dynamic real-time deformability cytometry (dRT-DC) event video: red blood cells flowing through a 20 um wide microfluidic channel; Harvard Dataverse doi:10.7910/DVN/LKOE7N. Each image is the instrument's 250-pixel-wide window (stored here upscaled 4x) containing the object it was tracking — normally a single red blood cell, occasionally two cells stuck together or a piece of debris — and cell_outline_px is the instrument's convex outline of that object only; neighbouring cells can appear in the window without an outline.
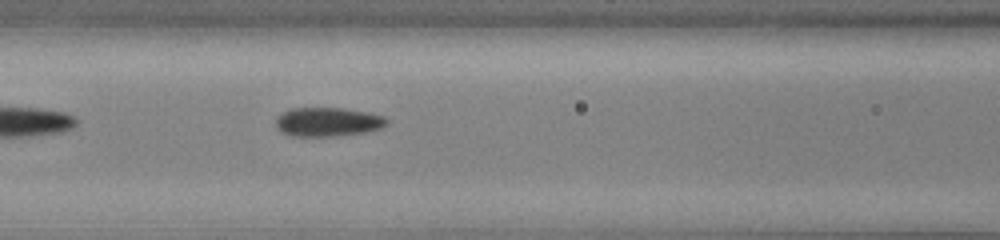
{"species": "common noctule bat (a hibernating species)", "species_latin": "Nyctalus noctula", "temperature_condition": "cold", "stored_images_in_passage": 29, "camera_frame_rate_fps": 3000, "um_per_image_px": 0.085, "animal": {"sex": "male", "body_mass_g": 13.0, "forearm_length_mm": 53.1}, "frame": {"image": 1, "passage_image": 6, "time_ms": 1.667, "image_size_px": [1000, 240], "cell_outline_px": [[388, 124], [380, 128], [364, 132], [336, 136], [292, 136], [280, 132], [276, 128], [276, 116], [292, 108], [344, 108], [368, 112], [384, 116], [388, 120]], "centroid_in_image_um": [27.85, 10.36], "position_along_channel_um": 138.8, "area_um2": 18.84}}
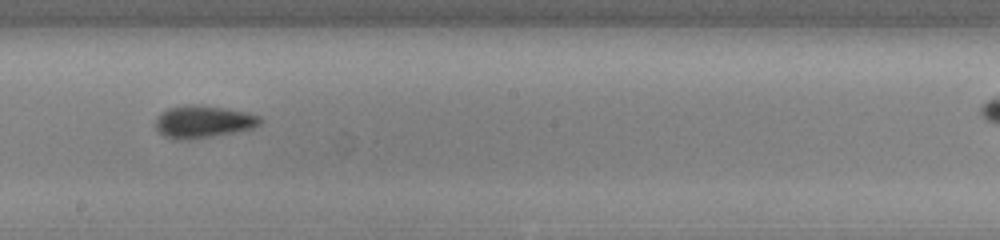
{"frame": {"image": 2, "passage_image": 13, "time_ms": 4.0, "image_size_px": [1000, 240], "cell_outline_px": [[264, 120], [260, 124], [252, 128], [236, 132], [188, 140], [172, 140], [164, 136], [156, 128], [156, 116], [160, 112], [168, 108], [188, 104], [192, 104], [224, 108], [248, 112], [260, 116]], "centroid_in_image_um": [17.26, 10.35], "position_along_channel_um": 230.9, "area_um2": 19.94}}
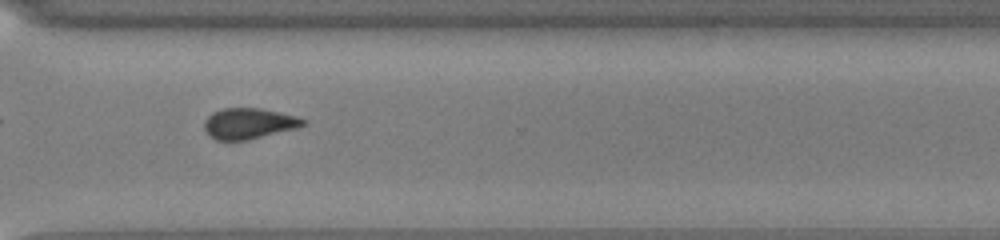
{"frame": {"image": 3, "passage_image": 22, "time_ms": 7.0, "image_size_px": [1000, 240], "cell_outline_px": [[308, 124], [296, 128], [248, 140], [216, 140], [208, 136], [204, 128], [204, 120], [212, 112], [220, 108], [260, 108], [296, 116], [308, 120]], "centroid_in_image_um": [21.14, 10.49], "position_along_channel_um": 349.5, "area_um2": 17.92}, "authors_computed_cell_mechanics": {"area_um2": 18.5538, "velocity_mm_per_s": 3.9578, "shape_relaxation_time_tau1_ms": 4.7858, "shape_relaxation_time_tau2_ms": 10.394, "deformation_change_tau1": 0.0908, "deformation_change_tau2": 0.1416}}